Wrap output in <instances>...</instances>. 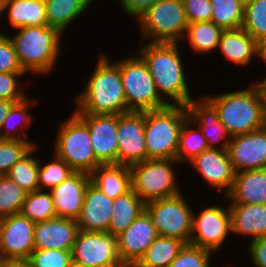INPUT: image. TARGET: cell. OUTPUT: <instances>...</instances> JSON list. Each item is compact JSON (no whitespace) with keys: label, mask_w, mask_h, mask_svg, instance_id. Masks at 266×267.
Masks as SVG:
<instances>
[{"label":"cell","mask_w":266,"mask_h":267,"mask_svg":"<svg viewBox=\"0 0 266 267\" xmlns=\"http://www.w3.org/2000/svg\"><path fill=\"white\" fill-rule=\"evenodd\" d=\"M134 24L139 29L138 42L183 43L189 24L182 0H160Z\"/></svg>","instance_id":"cell-8"},{"label":"cell","mask_w":266,"mask_h":267,"mask_svg":"<svg viewBox=\"0 0 266 267\" xmlns=\"http://www.w3.org/2000/svg\"><path fill=\"white\" fill-rule=\"evenodd\" d=\"M145 210V202L131 189L113 199L108 233L118 236Z\"/></svg>","instance_id":"cell-29"},{"label":"cell","mask_w":266,"mask_h":267,"mask_svg":"<svg viewBox=\"0 0 266 267\" xmlns=\"http://www.w3.org/2000/svg\"><path fill=\"white\" fill-rule=\"evenodd\" d=\"M120 5L124 14L134 20L142 16L151 6L160 0H115Z\"/></svg>","instance_id":"cell-46"},{"label":"cell","mask_w":266,"mask_h":267,"mask_svg":"<svg viewBox=\"0 0 266 267\" xmlns=\"http://www.w3.org/2000/svg\"><path fill=\"white\" fill-rule=\"evenodd\" d=\"M76 220L56 217L35 223L34 250H72L78 233Z\"/></svg>","instance_id":"cell-21"},{"label":"cell","mask_w":266,"mask_h":267,"mask_svg":"<svg viewBox=\"0 0 266 267\" xmlns=\"http://www.w3.org/2000/svg\"><path fill=\"white\" fill-rule=\"evenodd\" d=\"M176 165L182 166L177 159H146L130 166L132 190L145 203L181 193Z\"/></svg>","instance_id":"cell-7"},{"label":"cell","mask_w":266,"mask_h":267,"mask_svg":"<svg viewBox=\"0 0 266 267\" xmlns=\"http://www.w3.org/2000/svg\"><path fill=\"white\" fill-rule=\"evenodd\" d=\"M208 142L200 128L187 119L179 133L176 159L185 166L203 151L208 149Z\"/></svg>","instance_id":"cell-32"},{"label":"cell","mask_w":266,"mask_h":267,"mask_svg":"<svg viewBox=\"0 0 266 267\" xmlns=\"http://www.w3.org/2000/svg\"><path fill=\"white\" fill-rule=\"evenodd\" d=\"M113 199L107 197L91 181L86 187L82 209L76 222L80 231L108 232Z\"/></svg>","instance_id":"cell-20"},{"label":"cell","mask_w":266,"mask_h":267,"mask_svg":"<svg viewBox=\"0 0 266 267\" xmlns=\"http://www.w3.org/2000/svg\"><path fill=\"white\" fill-rule=\"evenodd\" d=\"M88 126L96 159L101 164H118L116 114H77Z\"/></svg>","instance_id":"cell-17"},{"label":"cell","mask_w":266,"mask_h":267,"mask_svg":"<svg viewBox=\"0 0 266 267\" xmlns=\"http://www.w3.org/2000/svg\"><path fill=\"white\" fill-rule=\"evenodd\" d=\"M188 167H192L207 188L221 193L223 197L230 191L235 179V170L229 159L227 149L208 148L191 160ZM201 177V178H200ZM223 192V193H222Z\"/></svg>","instance_id":"cell-13"},{"label":"cell","mask_w":266,"mask_h":267,"mask_svg":"<svg viewBox=\"0 0 266 267\" xmlns=\"http://www.w3.org/2000/svg\"><path fill=\"white\" fill-rule=\"evenodd\" d=\"M59 123L50 152L75 172L90 175L101 163L95 157L87 124L74 111Z\"/></svg>","instance_id":"cell-6"},{"label":"cell","mask_w":266,"mask_h":267,"mask_svg":"<svg viewBox=\"0 0 266 267\" xmlns=\"http://www.w3.org/2000/svg\"><path fill=\"white\" fill-rule=\"evenodd\" d=\"M4 267H32L28 258L4 259Z\"/></svg>","instance_id":"cell-48"},{"label":"cell","mask_w":266,"mask_h":267,"mask_svg":"<svg viewBox=\"0 0 266 267\" xmlns=\"http://www.w3.org/2000/svg\"><path fill=\"white\" fill-rule=\"evenodd\" d=\"M195 97L186 105L189 119L200 128L209 148L227 149L231 137L219 121L217 110L203 95Z\"/></svg>","instance_id":"cell-19"},{"label":"cell","mask_w":266,"mask_h":267,"mask_svg":"<svg viewBox=\"0 0 266 267\" xmlns=\"http://www.w3.org/2000/svg\"><path fill=\"white\" fill-rule=\"evenodd\" d=\"M73 261L87 267H121L117 237L108 232L78 231Z\"/></svg>","instance_id":"cell-12"},{"label":"cell","mask_w":266,"mask_h":267,"mask_svg":"<svg viewBox=\"0 0 266 267\" xmlns=\"http://www.w3.org/2000/svg\"><path fill=\"white\" fill-rule=\"evenodd\" d=\"M183 191L175 196L145 203V211L160 236L190 243L194 207ZM188 199H187V198Z\"/></svg>","instance_id":"cell-10"},{"label":"cell","mask_w":266,"mask_h":267,"mask_svg":"<svg viewBox=\"0 0 266 267\" xmlns=\"http://www.w3.org/2000/svg\"><path fill=\"white\" fill-rule=\"evenodd\" d=\"M15 32L8 31L7 35L14 45L22 69L34 79L35 76H48L53 72L62 51L66 53L65 47L71 48L64 43L63 34L48 25L21 27Z\"/></svg>","instance_id":"cell-3"},{"label":"cell","mask_w":266,"mask_h":267,"mask_svg":"<svg viewBox=\"0 0 266 267\" xmlns=\"http://www.w3.org/2000/svg\"><path fill=\"white\" fill-rule=\"evenodd\" d=\"M214 255L213 252L201 247L190 243L184 244L168 267H214V263L212 262ZM222 266L227 267L224 264Z\"/></svg>","instance_id":"cell-41"},{"label":"cell","mask_w":266,"mask_h":267,"mask_svg":"<svg viewBox=\"0 0 266 267\" xmlns=\"http://www.w3.org/2000/svg\"><path fill=\"white\" fill-rule=\"evenodd\" d=\"M4 1L5 0H0V21H2V14H3V8H4ZM2 22H0L1 24Z\"/></svg>","instance_id":"cell-53"},{"label":"cell","mask_w":266,"mask_h":267,"mask_svg":"<svg viewBox=\"0 0 266 267\" xmlns=\"http://www.w3.org/2000/svg\"><path fill=\"white\" fill-rule=\"evenodd\" d=\"M90 178L101 192L112 199L132 189L130 168L122 164H100L92 171Z\"/></svg>","instance_id":"cell-27"},{"label":"cell","mask_w":266,"mask_h":267,"mask_svg":"<svg viewBox=\"0 0 266 267\" xmlns=\"http://www.w3.org/2000/svg\"><path fill=\"white\" fill-rule=\"evenodd\" d=\"M264 127L266 128V98H264Z\"/></svg>","instance_id":"cell-54"},{"label":"cell","mask_w":266,"mask_h":267,"mask_svg":"<svg viewBox=\"0 0 266 267\" xmlns=\"http://www.w3.org/2000/svg\"><path fill=\"white\" fill-rule=\"evenodd\" d=\"M100 51L84 88L71 97L76 114L119 115L127 112L120 69L106 51Z\"/></svg>","instance_id":"cell-2"},{"label":"cell","mask_w":266,"mask_h":267,"mask_svg":"<svg viewBox=\"0 0 266 267\" xmlns=\"http://www.w3.org/2000/svg\"><path fill=\"white\" fill-rule=\"evenodd\" d=\"M34 226L20 213L0 219V258H29L34 250Z\"/></svg>","instance_id":"cell-15"},{"label":"cell","mask_w":266,"mask_h":267,"mask_svg":"<svg viewBox=\"0 0 266 267\" xmlns=\"http://www.w3.org/2000/svg\"><path fill=\"white\" fill-rule=\"evenodd\" d=\"M242 29L257 43L266 39V0H245Z\"/></svg>","instance_id":"cell-38"},{"label":"cell","mask_w":266,"mask_h":267,"mask_svg":"<svg viewBox=\"0 0 266 267\" xmlns=\"http://www.w3.org/2000/svg\"><path fill=\"white\" fill-rule=\"evenodd\" d=\"M39 103H41L40 100L31 94L24 100L14 103L0 129V139L30 140L28 139V130L33 125V117L35 118L30 112Z\"/></svg>","instance_id":"cell-28"},{"label":"cell","mask_w":266,"mask_h":267,"mask_svg":"<svg viewBox=\"0 0 266 267\" xmlns=\"http://www.w3.org/2000/svg\"><path fill=\"white\" fill-rule=\"evenodd\" d=\"M20 214L33 223L56 218L57 215L50 192L37 190L27 193Z\"/></svg>","instance_id":"cell-36"},{"label":"cell","mask_w":266,"mask_h":267,"mask_svg":"<svg viewBox=\"0 0 266 267\" xmlns=\"http://www.w3.org/2000/svg\"><path fill=\"white\" fill-rule=\"evenodd\" d=\"M118 164L132 166L147 159L144 111H129L118 115Z\"/></svg>","instance_id":"cell-14"},{"label":"cell","mask_w":266,"mask_h":267,"mask_svg":"<svg viewBox=\"0 0 266 267\" xmlns=\"http://www.w3.org/2000/svg\"><path fill=\"white\" fill-rule=\"evenodd\" d=\"M14 31L21 27L47 26L44 0H5L2 18Z\"/></svg>","instance_id":"cell-26"},{"label":"cell","mask_w":266,"mask_h":267,"mask_svg":"<svg viewBox=\"0 0 266 267\" xmlns=\"http://www.w3.org/2000/svg\"><path fill=\"white\" fill-rule=\"evenodd\" d=\"M0 26V73H26L19 64L14 45ZM2 28V29H1ZM3 31V32H2Z\"/></svg>","instance_id":"cell-44"},{"label":"cell","mask_w":266,"mask_h":267,"mask_svg":"<svg viewBox=\"0 0 266 267\" xmlns=\"http://www.w3.org/2000/svg\"><path fill=\"white\" fill-rule=\"evenodd\" d=\"M14 103V101L0 99V129L4 123L5 118L7 117L9 109Z\"/></svg>","instance_id":"cell-49"},{"label":"cell","mask_w":266,"mask_h":267,"mask_svg":"<svg viewBox=\"0 0 266 267\" xmlns=\"http://www.w3.org/2000/svg\"><path fill=\"white\" fill-rule=\"evenodd\" d=\"M260 78V80L259 79H257V81L256 80H254V82L256 83V85L258 86V88L260 89V92L262 93V96L264 97V98H266V74L264 75V77H259Z\"/></svg>","instance_id":"cell-51"},{"label":"cell","mask_w":266,"mask_h":267,"mask_svg":"<svg viewBox=\"0 0 266 267\" xmlns=\"http://www.w3.org/2000/svg\"><path fill=\"white\" fill-rule=\"evenodd\" d=\"M227 152L236 173L266 168V128L232 136Z\"/></svg>","instance_id":"cell-16"},{"label":"cell","mask_w":266,"mask_h":267,"mask_svg":"<svg viewBox=\"0 0 266 267\" xmlns=\"http://www.w3.org/2000/svg\"><path fill=\"white\" fill-rule=\"evenodd\" d=\"M44 2L48 26L58 29L63 36L75 20L78 21L89 11L80 0H44Z\"/></svg>","instance_id":"cell-31"},{"label":"cell","mask_w":266,"mask_h":267,"mask_svg":"<svg viewBox=\"0 0 266 267\" xmlns=\"http://www.w3.org/2000/svg\"><path fill=\"white\" fill-rule=\"evenodd\" d=\"M27 73H0V99L19 102L30 95L26 89L28 85H23L20 81L27 77ZM22 85V86H21ZM26 88H25V87ZM27 90V91H26Z\"/></svg>","instance_id":"cell-43"},{"label":"cell","mask_w":266,"mask_h":267,"mask_svg":"<svg viewBox=\"0 0 266 267\" xmlns=\"http://www.w3.org/2000/svg\"><path fill=\"white\" fill-rule=\"evenodd\" d=\"M158 236L150 216L144 210L126 230L116 236L123 265H136Z\"/></svg>","instance_id":"cell-18"},{"label":"cell","mask_w":266,"mask_h":267,"mask_svg":"<svg viewBox=\"0 0 266 267\" xmlns=\"http://www.w3.org/2000/svg\"><path fill=\"white\" fill-rule=\"evenodd\" d=\"M211 21L224 30L241 29L244 21L245 0H210Z\"/></svg>","instance_id":"cell-35"},{"label":"cell","mask_w":266,"mask_h":267,"mask_svg":"<svg viewBox=\"0 0 266 267\" xmlns=\"http://www.w3.org/2000/svg\"><path fill=\"white\" fill-rule=\"evenodd\" d=\"M188 118L184 105L144 111L147 159H176L179 133Z\"/></svg>","instance_id":"cell-5"},{"label":"cell","mask_w":266,"mask_h":267,"mask_svg":"<svg viewBox=\"0 0 266 267\" xmlns=\"http://www.w3.org/2000/svg\"><path fill=\"white\" fill-rule=\"evenodd\" d=\"M184 244L185 243L179 239L159 235L147 248L136 266L168 267V265L176 258Z\"/></svg>","instance_id":"cell-33"},{"label":"cell","mask_w":266,"mask_h":267,"mask_svg":"<svg viewBox=\"0 0 266 267\" xmlns=\"http://www.w3.org/2000/svg\"><path fill=\"white\" fill-rule=\"evenodd\" d=\"M216 53L217 55L220 53L221 58L224 56L227 64L229 61L235 67L249 68L252 61L256 60L255 62H257L258 60V43L242 28L225 30L219 40Z\"/></svg>","instance_id":"cell-24"},{"label":"cell","mask_w":266,"mask_h":267,"mask_svg":"<svg viewBox=\"0 0 266 267\" xmlns=\"http://www.w3.org/2000/svg\"><path fill=\"white\" fill-rule=\"evenodd\" d=\"M70 267H87V266H84V265H81L79 263L72 261Z\"/></svg>","instance_id":"cell-55"},{"label":"cell","mask_w":266,"mask_h":267,"mask_svg":"<svg viewBox=\"0 0 266 267\" xmlns=\"http://www.w3.org/2000/svg\"><path fill=\"white\" fill-rule=\"evenodd\" d=\"M258 61V63L263 62V66H266V39L258 43Z\"/></svg>","instance_id":"cell-50"},{"label":"cell","mask_w":266,"mask_h":267,"mask_svg":"<svg viewBox=\"0 0 266 267\" xmlns=\"http://www.w3.org/2000/svg\"><path fill=\"white\" fill-rule=\"evenodd\" d=\"M26 195L7 175H0V219L19 214Z\"/></svg>","instance_id":"cell-40"},{"label":"cell","mask_w":266,"mask_h":267,"mask_svg":"<svg viewBox=\"0 0 266 267\" xmlns=\"http://www.w3.org/2000/svg\"><path fill=\"white\" fill-rule=\"evenodd\" d=\"M39 146L41 145H37L27 156L11 167L6 174L26 193L39 190V158L36 154L39 152Z\"/></svg>","instance_id":"cell-34"},{"label":"cell","mask_w":266,"mask_h":267,"mask_svg":"<svg viewBox=\"0 0 266 267\" xmlns=\"http://www.w3.org/2000/svg\"><path fill=\"white\" fill-rule=\"evenodd\" d=\"M232 236L248 242L266 237V205L228 203Z\"/></svg>","instance_id":"cell-23"},{"label":"cell","mask_w":266,"mask_h":267,"mask_svg":"<svg viewBox=\"0 0 266 267\" xmlns=\"http://www.w3.org/2000/svg\"><path fill=\"white\" fill-rule=\"evenodd\" d=\"M90 181L89 174L75 172L49 191L57 217L73 220L78 218L82 209L86 187Z\"/></svg>","instance_id":"cell-22"},{"label":"cell","mask_w":266,"mask_h":267,"mask_svg":"<svg viewBox=\"0 0 266 267\" xmlns=\"http://www.w3.org/2000/svg\"><path fill=\"white\" fill-rule=\"evenodd\" d=\"M88 9L91 7V5L93 6V4L96 2L98 5V2L101 0H80Z\"/></svg>","instance_id":"cell-52"},{"label":"cell","mask_w":266,"mask_h":267,"mask_svg":"<svg viewBox=\"0 0 266 267\" xmlns=\"http://www.w3.org/2000/svg\"><path fill=\"white\" fill-rule=\"evenodd\" d=\"M113 62L120 69L127 112L156 110L169 105L159 95L146 63L137 53Z\"/></svg>","instance_id":"cell-9"},{"label":"cell","mask_w":266,"mask_h":267,"mask_svg":"<svg viewBox=\"0 0 266 267\" xmlns=\"http://www.w3.org/2000/svg\"><path fill=\"white\" fill-rule=\"evenodd\" d=\"M202 95L215 107L230 137L264 127V97L254 80L244 89Z\"/></svg>","instance_id":"cell-4"},{"label":"cell","mask_w":266,"mask_h":267,"mask_svg":"<svg viewBox=\"0 0 266 267\" xmlns=\"http://www.w3.org/2000/svg\"><path fill=\"white\" fill-rule=\"evenodd\" d=\"M225 204L211 202L200 209H194L192 233L190 244L209 250L220 255L226 242L232 237L231 216L227 200L223 197ZM196 210V212H195ZM230 236V237H229ZM225 243V244H224ZM223 247V249H222Z\"/></svg>","instance_id":"cell-11"},{"label":"cell","mask_w":266,"mask_h":267,"mask_svg":"<svg viewBox=\"0 0 266 267\" xmlns=\"http://www.w3.org/2000/svg\"><path fill=\"white\" fill-rule=\"evenodd\" d=\"M137 43L144 45L136 48L135 53L146 63L159 95L169 105L186 106L195 98L192 93L194 86L189 81L191 76L187 75L190 70L185 68L184 56L179 51L183 48L180 43Z\"/></svg>","instance_id":"cell-1"},{"label":"cell","mask_w":266,"mask_h":267,"mask_svg":"<svg viewBox=\"0 0 266 267\" xmlns=\"http://www.w3.org/2000/svg\"><path fill=\"white\" fill-rule=\"evenodd\" d=\"M32 267H70L72 250H33L29 258Z\"/></svg>","instance_id":"cell-42"},{"label":"cell","mask_w":266,"mask_h":267,"mask_svg":"<svg viewBox=\"0 0 266 267\" xmlns=\"http://www.w3.org/2000/svg\"><path fill=\"white\" fill-rule=\"evenodd\" d=\"M224 31L222 27L212 21L189 23L183 40H187V45L193 50L192 53L202 55V57L210 56L216 52Z\"/></svg>","instance_id":"cell-30"},{"label":"cell","mask_w":266,"mask_h":267,"mask_svg":"<svg viewBox=\"0 0 266 267\" xmlns=\"http://www.w3.org/2000/svg\"><path fill=\"white\" fill-rule=\"evenodd\" d=\"M189 23L211 21L210 0H182Z\"/></svg>","instance_id":"cell-45"},{"label":"cell","mask_w":266,"mask_h":267,"mask_svg":"<svg viewBox=\"0 0 266 267\" xmlns=\"http://www.w3.org/2000/svg\"><path fill=\"white\" fill-rule=\"evenodd\" d=\"M0 267H4V259L0 258Z\"/></svg>","instance_id":"cell-56"},{"label":"cell","mask_w":266,"mask_h":267,"mask_svg":"<svg viewBox=\"0 0 266 267\" xmlns=\"http://www.w3.org/2000/svg\"><path fill=\"white\" fill-rule=\"evenodd\" d=\"M248 260L253 267H266V237H259L246 243Z\"/></svg>","instance_id":"cell-47"},{"label":"cell","mask_w":266,"mask_h":267,"mask_svg":"<svg viewBox=\"0 0 266 267\" xmlns=\"http://www.w3.org/2000/svg\"><path fill=\"white\" fill-rule=\"evenodd\" d=\"M50 157H52L50 161H42L41 156L39 157V190L50 191L75 173L64 160L54 153Z\"/></svg>","instance_id":"cell-37"},{"label":"cell","mask_w":266,"mask_h":267,"mask_svg":"<svg viewBox=\"0 0 266 267\" xmlns=\"http://www.w3.org/2000/svg\"><path fill=\"white\" fill-rule=\"evenodd\" d=\"M37 145L34 139H0V175H6L11 167L27 156Z\"/></svg>","instance_id":"cell-39"},{"label":"cell","mask_w":266,"mask_h":267,"mask_svg":"<svg viewBox=\"0 0 266 267\" xmlns=\"http://www.w3.org/2000/svg\"><path fill=\"white\" fill-rule=\"evenodd\" d=\"M227 203L266 205V168L237 172Z\"/></svg>","instance_id":"cell-25"}]
</instances>
